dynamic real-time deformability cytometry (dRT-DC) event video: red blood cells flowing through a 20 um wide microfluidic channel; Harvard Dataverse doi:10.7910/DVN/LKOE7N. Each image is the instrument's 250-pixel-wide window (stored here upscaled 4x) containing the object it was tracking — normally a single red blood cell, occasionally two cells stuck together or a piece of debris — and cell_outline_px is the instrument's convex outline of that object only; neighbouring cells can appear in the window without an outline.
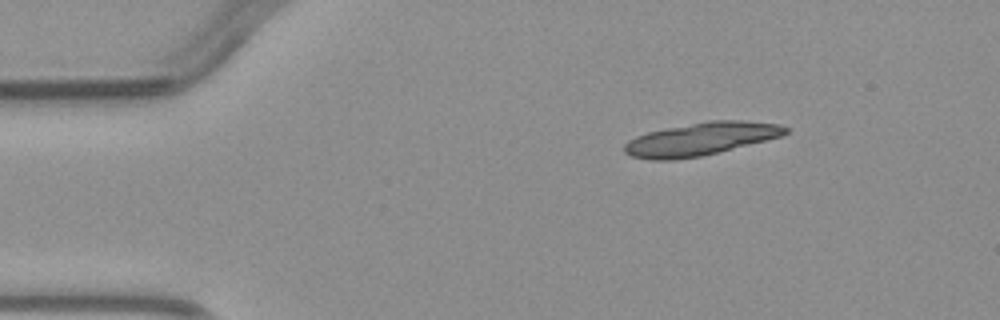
{"species": "common noctule bat (a hibernating species)", "species_latin": "Nyctalus noctula", "temperature_condition": "warm", "stored_images_in_passage": 4, "camera_frame_rate_fps": 3000, "um_per_image_px": 0.085, "animal": {"sex": "male", "body_mass_g": 23.1, "forearm_length_mm": 52.7}, "frame": {"image": 1, "passage_image": 1, "time_ms": 0.0, "image_size_px": [1000, 320], "cell_outline_px": [[788, 132], [784, 136], [700, 156], [672, 160], [652, 160], [632, 156], [624, 152], [624, 144], [628, 140], [636, 136], [648, 132], [708, 120], [744, 120], [780, 124], [788, 128]], "centroid_in_image_um": [59.59, 11.8], "position_along_channel_um": 25.4, "area_um2": 30.75}}